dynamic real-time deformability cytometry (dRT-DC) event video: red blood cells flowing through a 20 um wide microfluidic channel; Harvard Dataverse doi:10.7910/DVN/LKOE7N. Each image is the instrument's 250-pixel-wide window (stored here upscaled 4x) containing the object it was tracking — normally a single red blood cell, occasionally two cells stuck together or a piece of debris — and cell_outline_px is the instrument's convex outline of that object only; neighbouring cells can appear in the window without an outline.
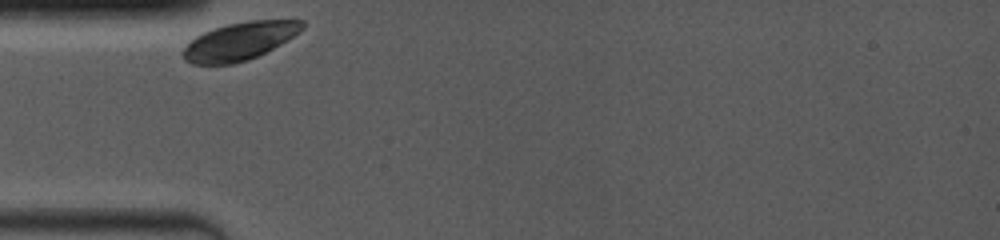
{"species": "common noctule bat (a hibernating species)", "species_latin": "Nyctalus noctula", "temperature_condition": "room temperature", "stored_images_in_passage": 48, "camera_frame_rate_fps": 4000, "um_per_image_px": 0.085, "animal": {"sex": "female", "body_mass_g": 19.0, "forearm_length_mm": 53.3}, "frame": {"image": 1, "passage_image": 1, "time_ms": 0.0, "image_size_px": [1000, 240], "cell_outline_px": [[304, 28], [300, 32], [280, 44], [248, 60], [232, 64], [192, 64], [184, 60], [180, 56], [180, 52], [196, 36], [212, 28], [228, 24], [248, 20], [304, 20]], "centroid_in_image_um": [20.34, 3.5], "position_along_channel_um": 64.7, "area_um2": 26.24}}
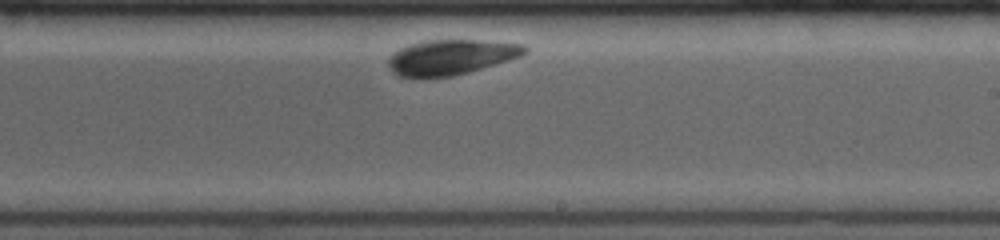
{"frame": {"image": 2, "passage_image": 31, "time_ms": 5.5, "image_size_px": [1000, 240], "cell_outline_px": [[528, 52], [520, 56], [508, 60], [468, 72], [452, 76], [420, 80], [396, 76], [392, 72], [388, 64], [388, 56], [392, 52], [408, 44], [424, 40], [480, 40], [524, 44], [528, 48]], "centroid_in_image_um": [38.24, 4.88], "position_along_channel_um": 250.8, "area_um2": 28.61}}
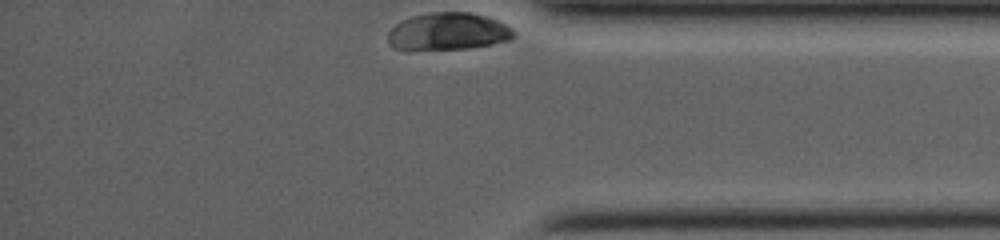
{"frame": {"image": 3, "passage_image": 48, "time_ms": 9.75, "image_size_px": [1000, 240], "cell_outline_px": [[516, 36], [508, 40], [492, 44], [468, 48], [408, 52], [392, 48], [388, 44], [388, 32], [400, 20], [412, 16], [428, 12], [468, 12], [484, 16], [496, 20], [512, 28], [516, 32]], "centroid_in_image_um": [38.01, 2.71], "position_along_channel_um": 397.2, "area_um2": 28.09}}